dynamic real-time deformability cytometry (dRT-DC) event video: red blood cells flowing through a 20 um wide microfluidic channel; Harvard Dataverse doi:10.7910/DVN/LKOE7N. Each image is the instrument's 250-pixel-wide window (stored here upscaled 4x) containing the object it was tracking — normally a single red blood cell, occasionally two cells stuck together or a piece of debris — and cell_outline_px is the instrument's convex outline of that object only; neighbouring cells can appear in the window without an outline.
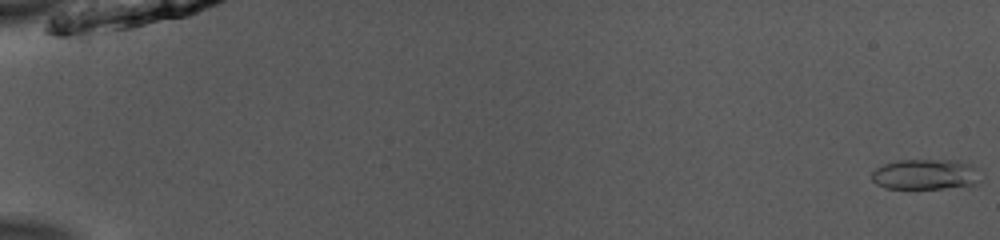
{"species": "common noctule bat (a hibernating species)", "species_latin": "Nyctalus noctula", "temperature_condition": "room temperature", "stored_images_in_passage": 52, "camera_frame_rate_fps": 3000, "um_per_image_px": 0.085, "animal": {"sex": "male", "body_mass_g": 13.0, "forearm_length_mm": 53.1}, "frame": {"image": 1, "passage_image": 1, "time_ms": 0.0, "image_size_px": [1000, 240], "cell_outline_px": [[980, 180], [976, 184], [944, 188], [884, 188], [876, 184], [872, 180], [872, 172], [880, 164], [896, 160], [960, 160], [972, 164], [980, 168]], "centroid_in_image_um": [78.69, 14.8], "position_along_channel_um": 6.3, "area_um2": 19.71}}
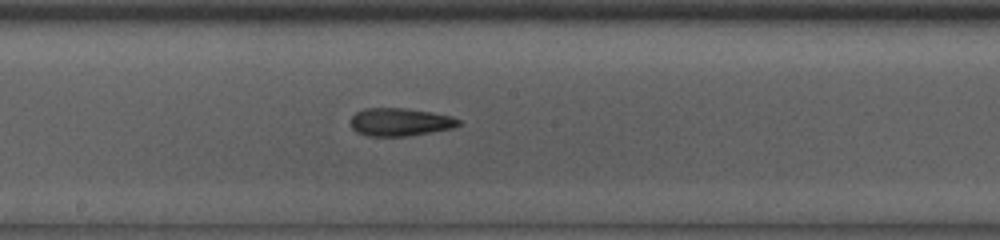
{"frame": {"image": 2, "passage_image": 30, "time_ms": 9.667, "image_size_px": [1000, 240], "cell_outline_px": [[460, 124], [452, 128], [408, 136], [368, 136], [356, 132], [352, 128], [352, 116], [356, 112], [364, 108], [404, 108], [432, 112], [452, 116], [460, 120]], "centroid_in_image_um": [34.0, 10.37], "position_along_channel_um": 214.2, "area_um2": 17.51}}
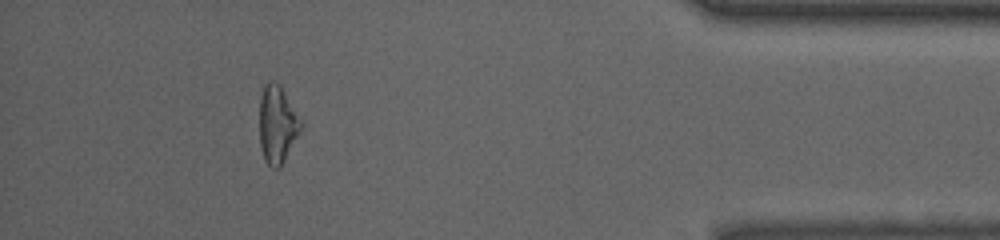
{"frame": {"image": 3, "passage_image": 48, "time_ms": 15.667, "image_size_px": [1000, 240], "cell_outline_px": [[304, 128], [280, 168], [272, 168], [264, 160], [260, 148], [260, 96], [264, 84], [268, 80], [280, 84], [304, 120]], "centroid_in_image_um": [23.62, 10.57], "position_along_channel_um": 411.6, "area_um2": 19.54}, "authors_computed_cell_mechanics": {"area_um2": 18.2359, "velocity_mm_per_s": 3.9759, "shape_relaxation_time_tau1_ms": 3.1924, "shape_relaxation_time_tau2_ms": 2.3343, "deformation_change_tau1": 0.1107, "deformation_change_tau2": 0.1181}}